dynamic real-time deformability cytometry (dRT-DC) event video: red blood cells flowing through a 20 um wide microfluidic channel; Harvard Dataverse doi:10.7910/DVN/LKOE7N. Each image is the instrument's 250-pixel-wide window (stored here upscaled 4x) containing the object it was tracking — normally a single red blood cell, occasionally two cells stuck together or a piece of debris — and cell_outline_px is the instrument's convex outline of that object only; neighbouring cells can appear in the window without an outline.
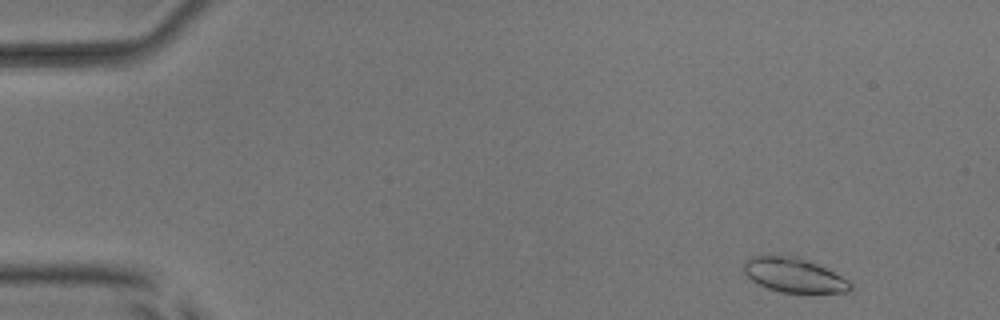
{"species": "common noctule bat (a hibernating species)", "species_latin": "Nyctalus noctula", "temperature_condition": "room temperature", "stored_images_in_passage": 4, "camera_frame_rate_fps": 3000, "um_per_image_px": 0.085, "animal": {"sex": "male", "body_mass_g": 17.9, "forearm_length_mm": 54.2}, "frame": {"image": 1, "passage_image": 1, "time_ms": 0.0, "image_size_px": [1000, 320], "cell_outline_px": [[852, 288], [848, 292], [780, 292], [768, 288], [752, 280], [744, 272], [744, 264], [752, 256], [800, 256], [848, 280], [852, 284]], "centroid_in_image_um": [67.49, 23.38], "position_along_channel_um": 17.5, "area_um2": 20.87}}